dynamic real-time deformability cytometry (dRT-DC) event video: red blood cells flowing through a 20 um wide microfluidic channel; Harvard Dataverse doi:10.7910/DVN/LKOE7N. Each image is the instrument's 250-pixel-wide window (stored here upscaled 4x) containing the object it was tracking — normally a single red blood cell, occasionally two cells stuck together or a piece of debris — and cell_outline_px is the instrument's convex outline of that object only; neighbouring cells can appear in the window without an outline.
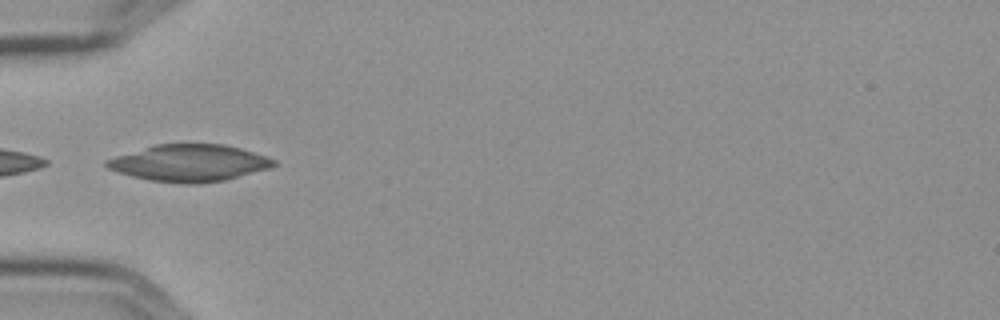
{"species": "Egyptian fruit bat (a non-hibernating species)", "species_latin": "Rousettus aegyptiacus", "temperature_condition": "cold", "stored_images_in_passage": 14, "camera_frame_rate_fps": 3000, "um_per_image_px": 0.085, "frame": {"image": 1, "passage_image": 5, "time_ms": 1.333, "image_size_px": [1000, 320], "cell_outline_px": [[276, 164], [268, 168], [224, 180], [196, 184], [184, 184], [148, 180], [116, 172], [108, 168], [104, 164], [104, 160], [116, 156], [156, 144], [224, 144], [240, 148], [268, 156], [276, 160]], "centroid_in_image_um": [16.07, 13.85], "position_along_channel_um": 68.9, "area_um2": 35.78}}
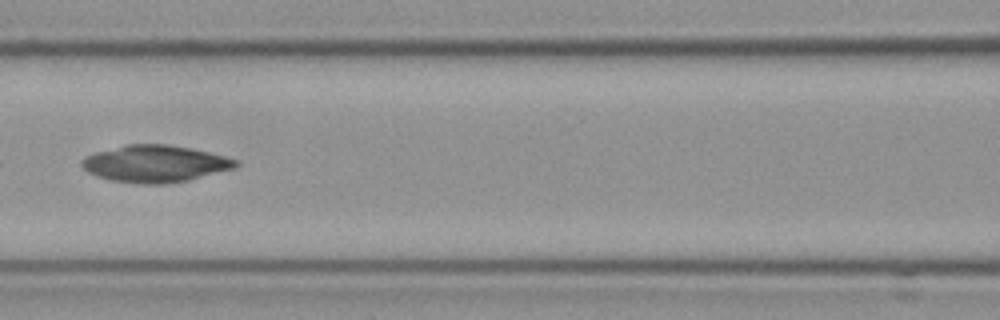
{"frame": {"image": 2, "passage_image": 7, "time_ms": 2.0, "image_size_px": [1000, 320], "cell_outline_px": [[240, 164], [236, 168], [188, 180], [164, 184], [140, 184], [112, 180], [96, 176], [88, 172], [80, 164], [80, 160], [84, 156], [96, 152], [128, 144], [168, 144], [208, 152], [224, 156], [236, 160]], "centroid_in_image_um": [13.17, 13.92], "position_along_channel_um": 153.4, "area_um2": 33.06}}
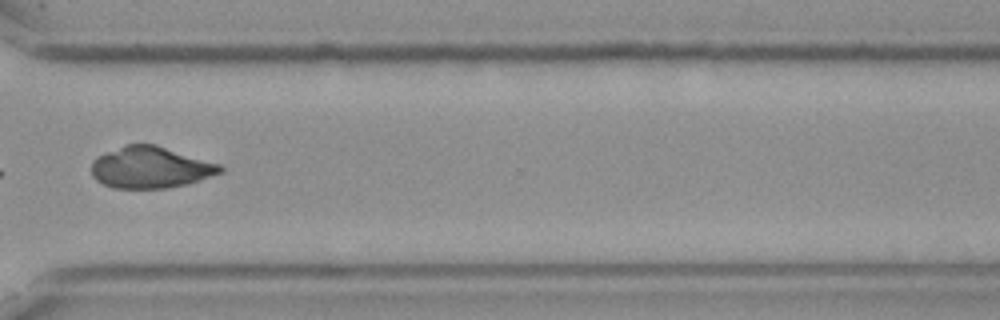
{"frame": {"image": 3, "passage_image": 12, "time_ms": 3.667, "image_size_px": [1000, 320], "cell_outline_px": [[224, 172], [188, 184], [168, 188], [112, 188], [96, 180], [92, 176], [92, 160], [96, 156], [124, 144], [156, 144], [220, 164], [224, 168]], "centroid_in_image_um": [12.79, 14.23], "position_along_channel_um": 357.8, "area_um2": 31.44}}